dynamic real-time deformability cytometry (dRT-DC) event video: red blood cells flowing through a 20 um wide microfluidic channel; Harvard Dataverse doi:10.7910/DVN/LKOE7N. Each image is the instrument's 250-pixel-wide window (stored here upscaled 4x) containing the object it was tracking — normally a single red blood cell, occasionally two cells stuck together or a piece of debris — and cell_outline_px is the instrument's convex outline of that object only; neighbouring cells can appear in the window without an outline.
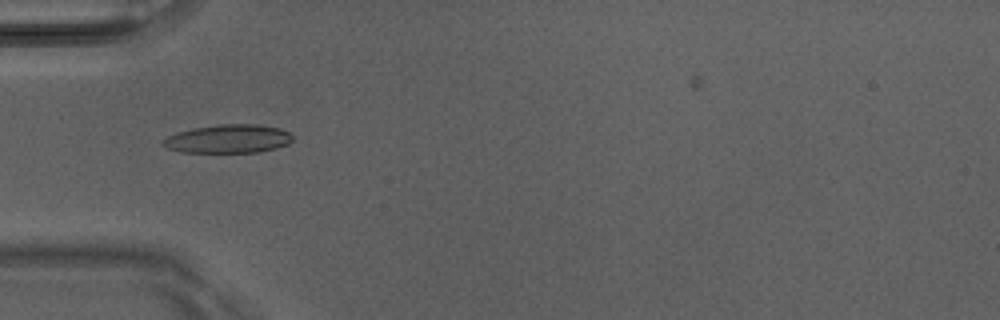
{"species": "Egyptian fruit bat (a non-hibernating species)", "species_latin": "Rousettus aegyptiacus", "temperature_condition": "room temperature", "stored_images_in_passage": 2, "camera_frame_rate_fps": 3000, "um_per_image_px": 0.085, "animal": {"sex": "male"}, "frame": {"image": 1, "passage_image": 1, "time_ms": 0.0, "image_size_px": [1000, 320], "cell_outline_px": [[292, 140], [288, 144], [276, 148], [260, 152], [180, 152], [168, 148], [160, 144], [160, 140], [176, 132], [196, 128], [220, 124], [256, 124], [280, 128], [288, 132], [292, 136]], "centroid_in_image_um": [19.38, 11.8], "position_along_channel_um": 65.6, "area_um2": 21.56}}